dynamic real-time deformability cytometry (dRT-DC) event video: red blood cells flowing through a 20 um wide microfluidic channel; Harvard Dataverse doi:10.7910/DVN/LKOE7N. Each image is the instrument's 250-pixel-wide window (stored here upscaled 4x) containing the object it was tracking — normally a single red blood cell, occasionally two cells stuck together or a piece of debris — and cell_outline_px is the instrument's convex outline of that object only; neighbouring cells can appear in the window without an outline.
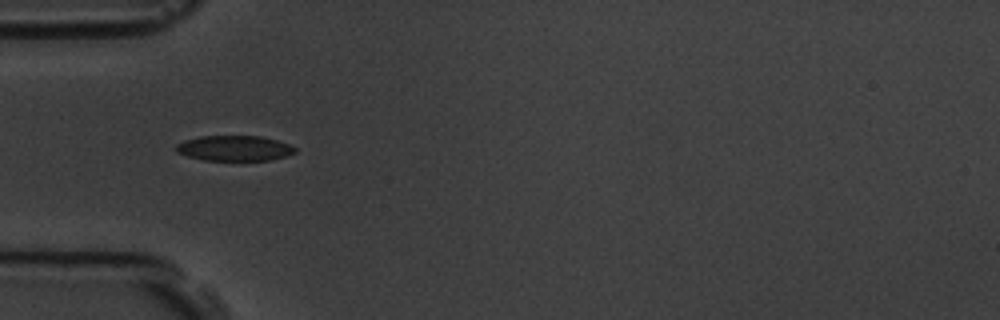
{"species": "common noctule bat (a hibernating species)", "species_latin": "Nyctalus noctula", "temperature_condition": "room temperature", "stored_images_in_passage": 7, "camera_frame_rate_fps": 3000, "um_per_image_px": 0.085, "animal": {"sex": "male", "body_mass_g": 19.5, "forearm_length_mm": 54.6}, "frame": {"image": 1, "passage_image": 5, "time_ms": 5.333, "image_size_px": [1000, 320], "cell_outline_px": [[296, 152], [272, 160], [204, 160], [188, 156], [176, 152], [176, 144], [184, 140], [200, 136], [260, 136], [276, 140], [288, 144], [296, 148]], "centroid_in_image_um": [19.9, 12.6], "position_along_channel_um": 65.1, "area_um2": 17.46}}
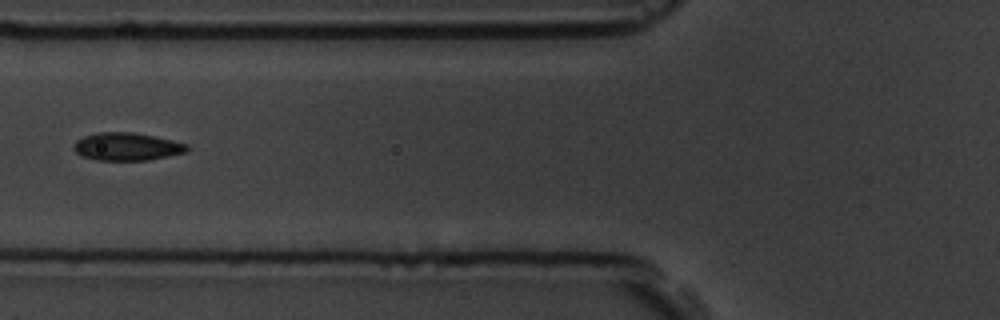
{"frame": {"image": 2, "passage_image": 6, "time_ms": 6.667, "image_size_px": [1000, 320], "cell_outline_px": [[192, 148], [188, 152], [148, 160], [96, 160], [80, 156], [72, 148], [76, 140], [84, 136], [96, 132], [132, 132], [156, 136], [188, 144]], "centroid_in_image_um": [10.81, 12.46], "position_along_channel_um": 115.0, "area_um2": 18.67}}
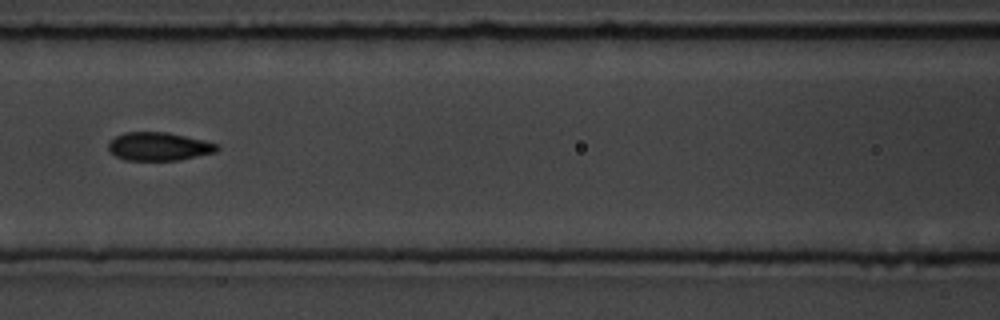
{"frame": {"image": 3, "passage_image": 7, "time_ms": 7.667, "image_size_px": [1000, 320], "cell_outline_px": [[220, 148], [216, 152], [180, 160], [124, 160], [108, 152], [108, 144], [116, 136], [124, 132], [168, 132], [204, 140], [216, 144]], "centroid_in_image_um": [13.49, 12.45], "position_along_channel_um": 153.1, "area_um2": 17.98}}